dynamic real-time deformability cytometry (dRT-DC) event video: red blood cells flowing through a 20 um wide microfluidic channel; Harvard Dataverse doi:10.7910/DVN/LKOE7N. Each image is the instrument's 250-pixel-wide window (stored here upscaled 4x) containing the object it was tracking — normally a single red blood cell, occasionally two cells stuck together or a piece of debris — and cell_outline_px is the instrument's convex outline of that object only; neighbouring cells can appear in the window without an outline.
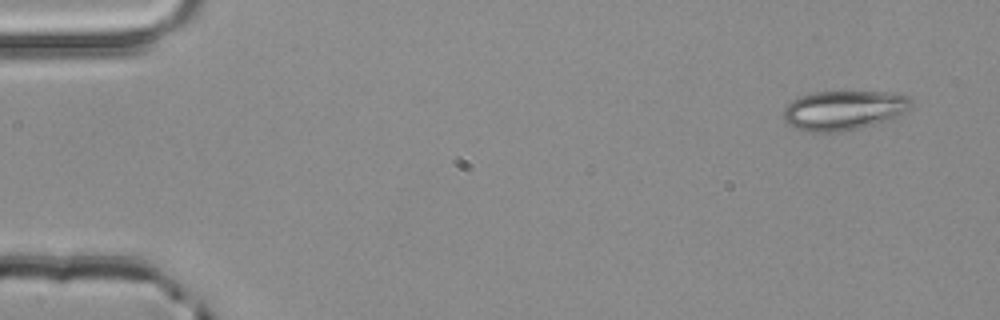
{"species": "common noctule bat (a hibernating species)", "species_latin": "Nyctalus noctula", "temperature_condition": "room temperature", "stored_images_in_passage": 4, "camera_frame_rate_fps": 3000, "um_per_image_px": 0.085, "animal": {"sex": "male", "body_mass_g": 20.4}, "frame": {"image": 1, "passage_image": 1, "time_ms": 0.0, "image_size_px": [1000, 320], "cell_outline_px": [[912, 108], [900, 116], [892, 120], [860, 128], [840, 132], [804, 132], [788, 124], [784, 120], [784, 108], [792, 100], [816, 92], [888, 92], [908, 96], [912, 100]], "centroid_in_image_um": [71.78, 9.39], "position_along_channel_um": 13.2, "area_um2": 29.71}}